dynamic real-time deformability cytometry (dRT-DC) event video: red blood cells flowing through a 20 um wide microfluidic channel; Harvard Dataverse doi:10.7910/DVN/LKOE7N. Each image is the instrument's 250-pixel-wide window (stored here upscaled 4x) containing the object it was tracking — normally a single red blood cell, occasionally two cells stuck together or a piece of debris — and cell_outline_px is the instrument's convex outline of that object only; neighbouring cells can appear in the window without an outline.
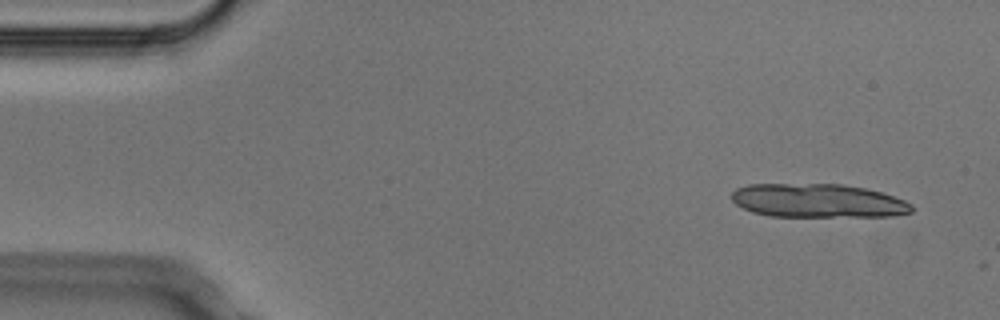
{"species": "Egyptian fruit bat (a non-hibernating species)", "species_latin": "Rousettus aegyptiacus", "temperature_condition": "cold", "stored_images_in_passage": 5, "camera_frame_rate_fps": 3000, "um_per_image_px": 0.085, "animal": {"sex": "male"}, "frame": {"image": 1, "passage_image": 1, "time_ms": 0.0, "image_size_px": [1000, 320], "cell_outline_px": [[912, 212], [892, 216], [768, 216], [752, 212], [736, 204], [732, 200], [732, 192], [736, 188], [748, 184], [840, 184], [864, 188], [880, 192], [904, 200], [912, 204]], "centroid_in_image_um": [69.49, 17.06], "position_along_channel_um": 15.5, "area_um2": 35.26}}